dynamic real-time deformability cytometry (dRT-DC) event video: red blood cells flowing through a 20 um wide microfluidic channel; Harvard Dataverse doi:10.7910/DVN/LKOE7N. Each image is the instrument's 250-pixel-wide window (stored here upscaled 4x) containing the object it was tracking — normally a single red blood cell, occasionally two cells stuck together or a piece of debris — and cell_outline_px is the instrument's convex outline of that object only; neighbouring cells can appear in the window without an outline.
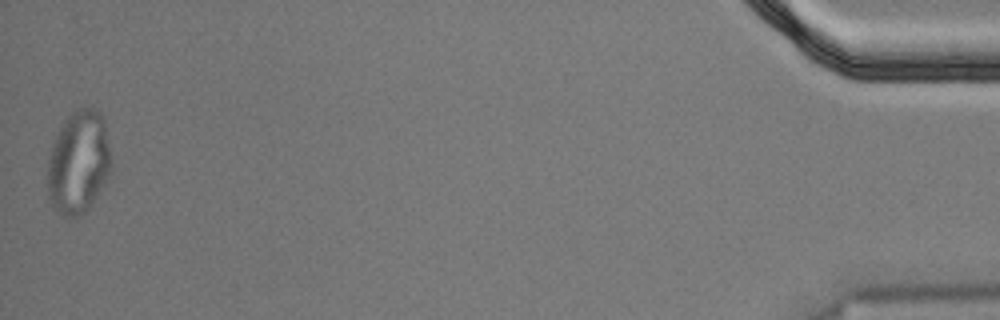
{"species": "Egyptian fruit bat (a non-hibernating species)", "species_latin": "Rousettus aegyptiacus", "temperature_condition": "cold", "stored_images_in_passage": 14, "segment_of_instrument_passage": [2, 2], "camera_frame_rate_fps": 3000, "um_per_image_px": 0.085, "animal": {"sex": "male"}, "frame": {"image": 1, "passage_image": 14, "time_ms": 4.333, "image_size_px": [1000, 320], "cell_outline_px": [[112, 168], [88, 208], [84, 212], [76, 216], [64, 216], [52, 204], [48, 196], [48, 160], [56, 136], [60, 128], [68, 116], [72, 112], [80, 108], [92, 108], [104, 116], [112, 164]], "centroid_in_image_um": [6.69, 13.76], "position_along_channel_um": 428.5, "area_um2": 37.51}}